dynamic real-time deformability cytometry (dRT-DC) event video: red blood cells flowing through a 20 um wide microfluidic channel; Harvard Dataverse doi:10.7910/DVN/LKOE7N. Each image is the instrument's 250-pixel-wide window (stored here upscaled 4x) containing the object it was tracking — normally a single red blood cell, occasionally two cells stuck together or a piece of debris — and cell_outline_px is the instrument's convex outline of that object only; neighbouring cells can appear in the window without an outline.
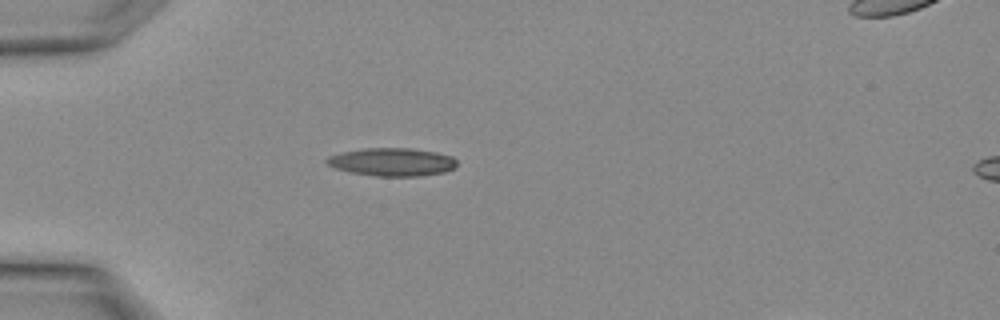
{"species": "Egyptian fruit bat (a non-hibernating species)", "species_latin": "Rousettus aegyptiacus", "temperature_condition": "warm", "stored_images_in_passage": 2, "camera_frame_rate_fps": 3000, "um_per_image_px": 0.085, "animal": {"sex": "female"}, "frame": {"image": 1, "passage_image": 1, "time_ms": 0.0, "image_size_px": [1000, 320], "cell_outline_px": [[456, 168], [444, 172], [420, 176], [376, 176], [348, 172], [324, 164], [324, 160], [328, 156], [340, 152], [364, 148], [412, 148], [436, 152], [452, 156], [456, 160]], "centroid_in_image_um": [33.29, 13.76], "position_along_channel_um": 51.7, "area_um2": 21.56}}